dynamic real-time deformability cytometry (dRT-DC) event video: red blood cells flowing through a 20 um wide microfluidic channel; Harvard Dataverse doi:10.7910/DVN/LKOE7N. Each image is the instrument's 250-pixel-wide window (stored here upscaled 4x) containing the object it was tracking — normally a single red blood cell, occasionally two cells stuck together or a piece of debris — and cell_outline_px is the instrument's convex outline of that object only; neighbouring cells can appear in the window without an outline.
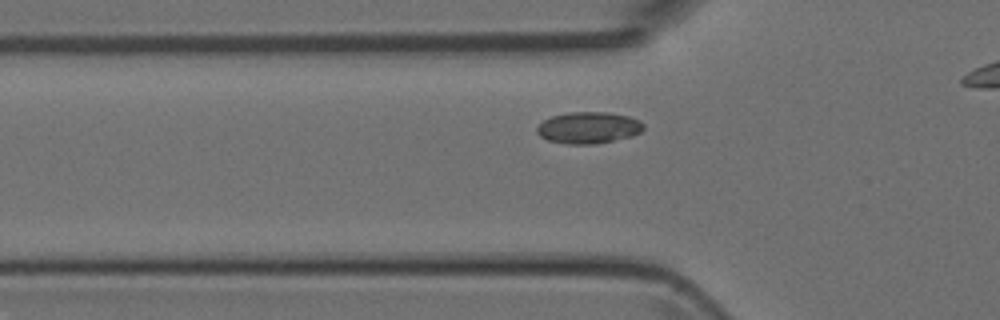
{"species": "Egyptian fruit bat (a non-hibernating species)", "species_latin": "Rousettus aegyptiacus", "temperature_condition": "room temperature", "stored_images_in_passage": 34, "camera_frame_rate_fps": 3000, "um_per_image_px": 0.085, "animal": {"sex": "female"}, "frame": {"image": 1, "passage_image": 9, "time_ms": 2.667, "image_size_px": [1000, 320], "cell_outline_px": [[644, 128], [640, 132], [632, 136], [596, 144], [564, 144], [548, 140], [540, 136], [536, 132], [536, 128], [544, 120], [552, 116], [568, 112], [608, 112], [628, 116], [640, 120], [644, 124]], "centroid_in_image_um": [50.02, 10.85], "position_along_channel_um": 75.8, "area_um2": 19.71}}
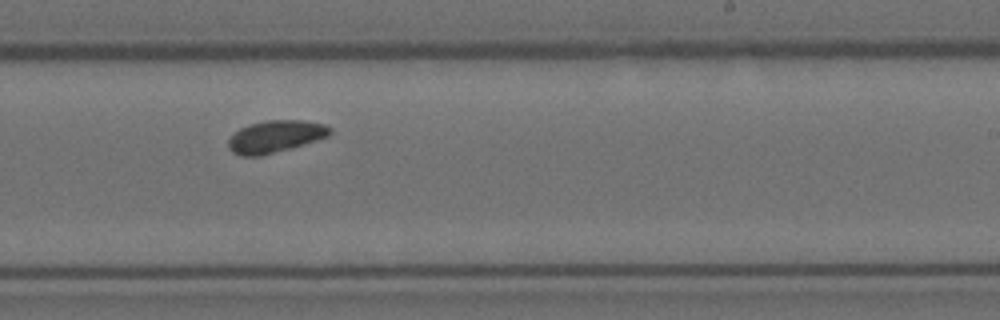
{"frame": {"image": 2, "passage_image": 23, "time_ms": 7.333, "image_size_px": [1000, 320], "cell_outline_px": [[332, 132], [328, 136], [292, 148], [260, 156], [240, 156], [232, 152], [228, 148], [228, 140], [240, 128], [248, 124], [268, 120], [304, 120], [324, 124], [332, 128]], "centroid_in_image_um": [23.41, 11.6], "position_along_channel_um": 265.6, "area_um2": 19.07}}
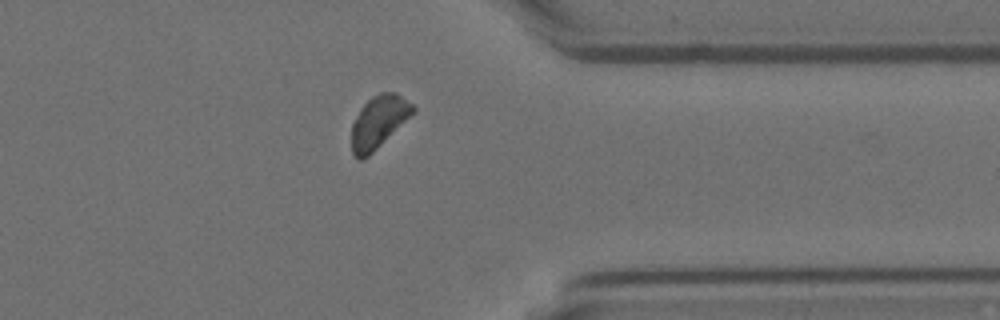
{"frame": {"image": 3, "passage_image": 32, "time_ms": 10.333, "image_size_px": [1000, 320], "cell_outline_px": [[416, 112], [368, 156], [360, 160], [352, 152], [352, 124], [360, 108], [372, 96], [380, 92], [396, 92], [412, 104], [416, 108]], "centroid_in_image_um": [32.21, 10.33], "position_along_channel_um": 379.2, "area_um2": 18.61}}